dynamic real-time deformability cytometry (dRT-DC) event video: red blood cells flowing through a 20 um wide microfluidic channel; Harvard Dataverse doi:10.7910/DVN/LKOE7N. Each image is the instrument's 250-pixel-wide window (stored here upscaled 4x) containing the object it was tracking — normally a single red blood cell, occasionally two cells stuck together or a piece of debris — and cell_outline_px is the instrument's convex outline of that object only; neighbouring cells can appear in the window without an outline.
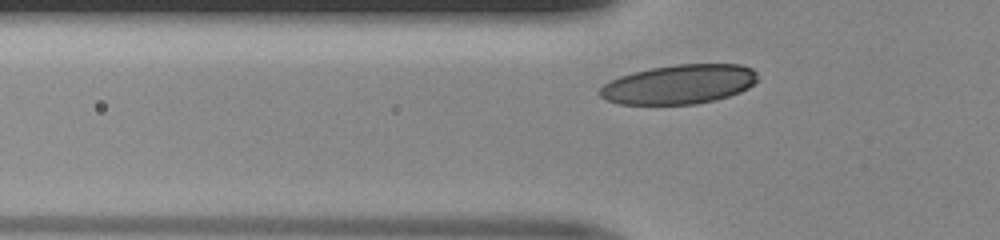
{"species": "human", "species_latin": "Homo sapiens", "temperature_condition": "room temperature", "stored_images_in_passage": 27, "camera_frame_rate_fps": 3000, "um_per_image_px": 0.085, "donor": {"sex": "male"}, "frame": {"image": 1, "passage_image": 3, "time_ms": 0.667, "image_size_px": [1000, 240], "cell_outline_px": [[756, 80], [748, 88], [740, 92], [716, 100], [696, 104], [620, 104], [608, 100], [600, 96], [600, 88], [604, 84], [620, 76], [632, 72], [652, 68], [676, 64], [740, 64], [752, 68], [756, 72]], "centroid_in_image_um": [57.74, 7.16], "position_along_channel_um": 68.1, "area_um2": 36.01}}
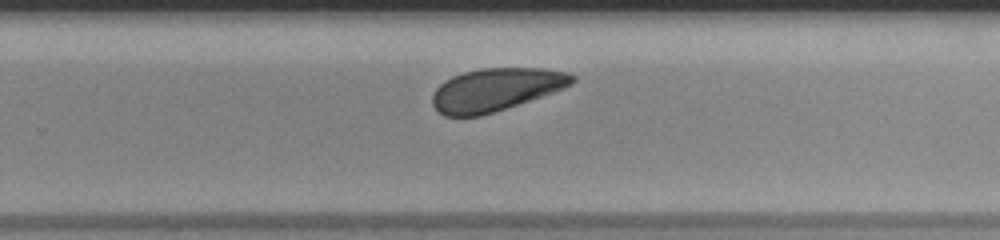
{"frame": {"image": 2, "passage_image": 19, "time_ms": 6.0, "image_size_px": [1000, 240], "cell_outline_px": [[576, 80], [572, 84], [564, 88], [480, 116], [444, 116], [432, 104], [432, 96], [436, 88], [440, 84], [452, 76], [464, 72], [480, 68], [544, 68], [568, 72], [576, 76]], "centroid_in_image_um": [42.14, 7.59], "position_along_channel_um": 287.7, "area_um2": 34.51}}
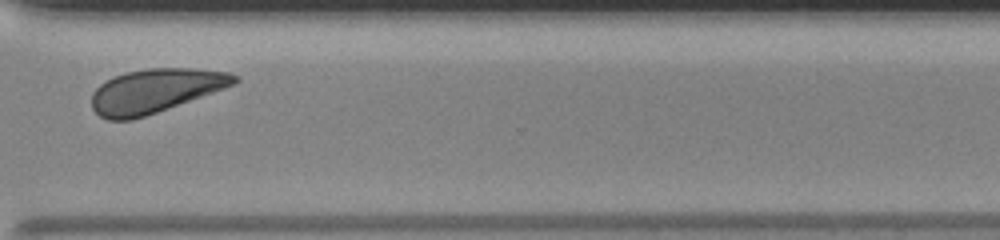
{"frame": {"image": 3, "passage_image": 24, "time_ms": 7.667, "image_size_px": [1000, 240], "cell_outline_px": [[240, 80], [236, 84], [156, 112], [132, 120], [108, 120], [100, 116], [92, 108], [92, 92], [100, 84], [112, 76], [128, 72], [148, 68], [192, 68], [228, 72], [236, 76]], "centroid_in_image_um": [13.17, 7.71], "position_along_channel_um": 357.4, "area_um2": 36.18}}